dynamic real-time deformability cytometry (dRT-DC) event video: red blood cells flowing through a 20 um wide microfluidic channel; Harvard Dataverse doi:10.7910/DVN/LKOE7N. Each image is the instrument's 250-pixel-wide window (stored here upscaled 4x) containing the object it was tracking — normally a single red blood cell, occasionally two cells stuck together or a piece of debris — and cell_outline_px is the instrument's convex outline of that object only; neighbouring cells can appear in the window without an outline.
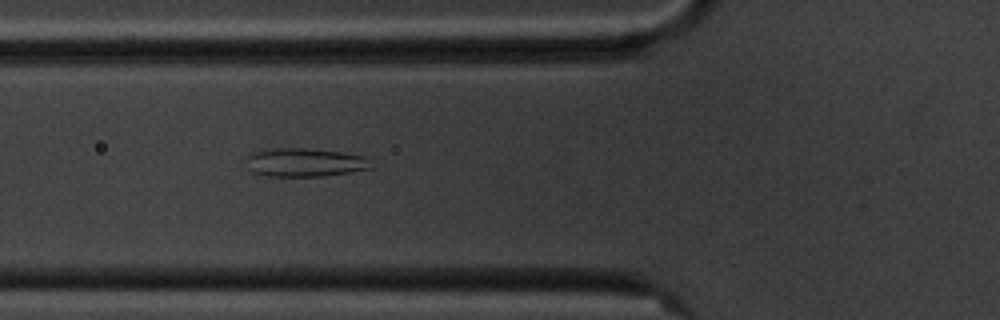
{"species": "common noctule bat (a hibernating species)", "species_latin": "Nyctalus noctula", "temperature_condition": "cold", "stored_images_in_passage": 51, "camera_frame_rate_fps": 3000, "um_per_image_px": 0.085, "animal": {"sex": "male", "body_mass_g": 20.1, "forearm_length_mm": 53.5}, "frame": {"image": 1, "passage_image": 15, "time_ms": 4.667, "image_size_px": [1000, 320], "cell_outline_px": [[372, 168], [348, 172], [320, 176], [268, 176], [252, 172], [248, 168], [244, 156], [248, 152], [272, 148], [308, 148], [340, 152], [364, 156]], "centroid_in_image_um": [25.78, 13.79], "position_along_channel_um": 100.0, "area_um2": 20.81}}
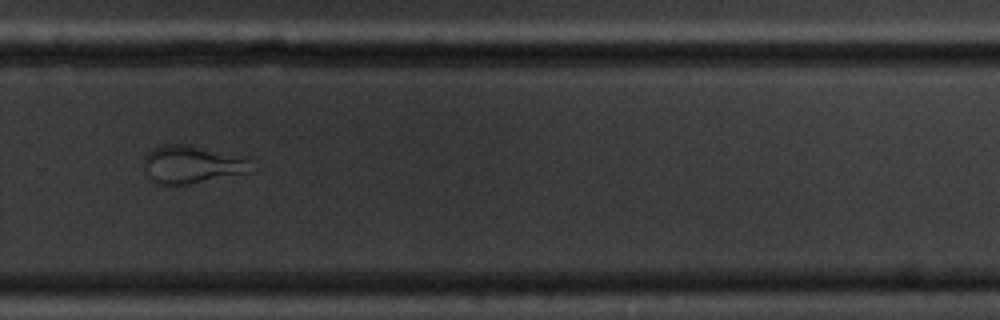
{"frame": {"image": 2, "passage_image": 33, "time_ms": 10.667, "image_size_px": [1000, 320], "cell_outline_px": [[252, 172], [184, 184], [160, 184], [152, 180], [144, 172], [144, 156], [152, 148], [164, 144], [188, 144], [248, 160]], "centroid_in_image_um": [16.2, 13.98], "position_along_channel_um": 313.6, "area_um2": 22.95}}
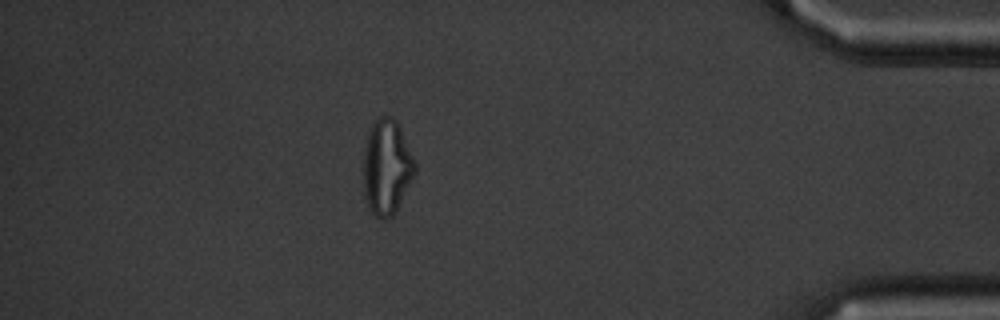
{"frame": {"image": 3, "passage_image": 44, "time_ms": 14.333, "image_size_px": [1000, 320], "cell_outline_px": [[416, 172], [396, 212], [388, 220], [384, 220], [376, 216], [368, 208], [364, 196], [364, 148], [368, 132], [376, 116], [392, 116], [396, 120], [400, 128], [416, 164]], "centroid_in_image_um": [32.86, 14.22], "position_along_channel_um": 402.3, "area_um2": 28.78}, "authors_computed_cell_mechanics": {"area_um2": 25.721, "velocity_mm_per_s": 3.5672, "shape_relaxation_time_tau1_ms": null, "shape_relaxation_time_tau2_ms": 1.3563, "deformation_change_tau1": null, "deformation_change_tau2": 0.0731}}